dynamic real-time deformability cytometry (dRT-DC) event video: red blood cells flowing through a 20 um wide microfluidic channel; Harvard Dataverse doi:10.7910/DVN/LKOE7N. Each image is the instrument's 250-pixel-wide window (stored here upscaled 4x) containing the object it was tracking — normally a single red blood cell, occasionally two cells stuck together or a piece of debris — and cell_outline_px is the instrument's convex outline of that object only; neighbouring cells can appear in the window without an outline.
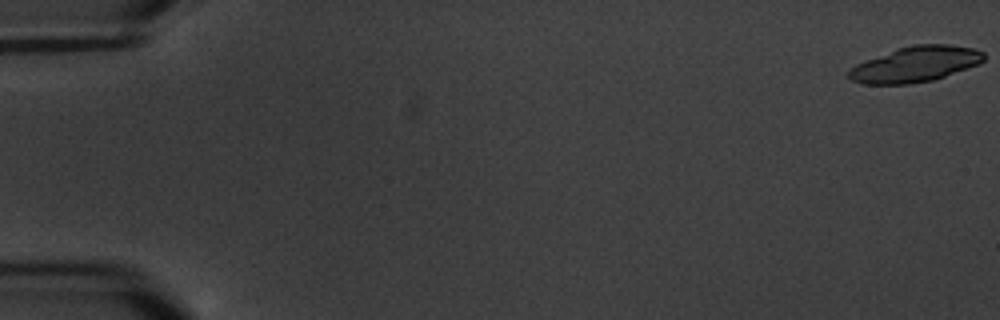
{"species": "common noctule bat (a hibernating species)", "species_latin": "Nyctalus noctula", "temperature_condition": "warm", "stored_images_in_passage": 17, "camera_frame_rate_fps": 3000, "um_per_image_px": 0.085, "animal": {"sex": "male", "body_mass_g": 20.1, "forearm_length_mm": 53.5}, "frame": {"image": 1, "passage_image": 1, "time_ms": 0.0, "image_size_px": [1000, 320], "cell_outline_px": [[984, 60], [980, 64], [932, 80], [908, 84], [864, 84], [852, 80], [848, 76], [848, 72], [856, 64], [900, 48], [912, 44], [948, 44], [976, 48], [984, 52]], "centroid_in_image_um": [77.86, 5.45], "position_along_channel_um": 7.1, "area_um2": 27.69}}
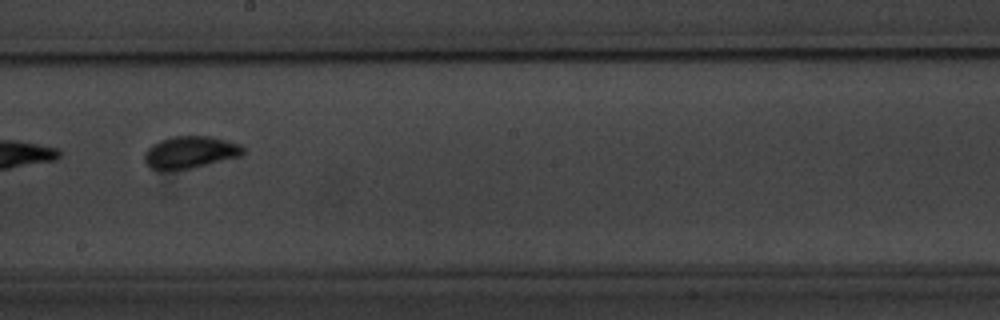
{"frame": {"image": 2, "passage_image": 11, "time_ms": 11.667, "image_size_px": [1000, 320], "cell_outline_px": [[244, 152], [240, 156], [192, 168], [152, 168], [144, 160], [144, 152], [152, 144], [160, 140], [172, 136], [208, 136], [240, 144], [244, 148]], "centroid_in_image_um": [16.17, 12.91], "position_along_channel_um": 232.0, "area_um2": 17.98}}
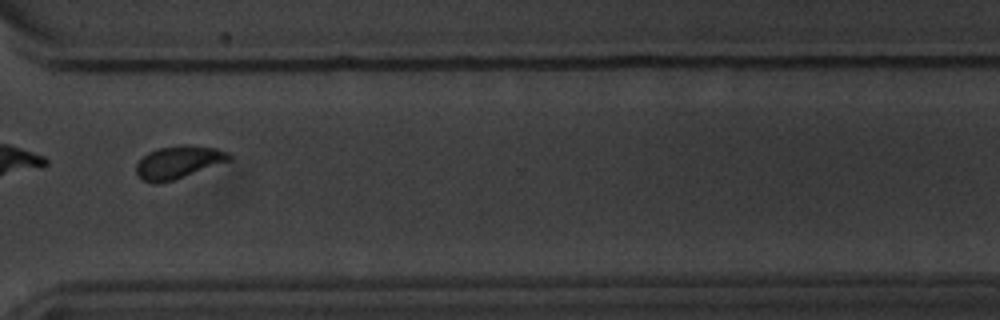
{"frame": {"image": 3, "passage_image": 14, "time_ms": 15.333, "image_size_px": [1000, 320], "cell_outline_px": [[232, 160], [160, 184], [156, 184], [144, 180], [136, 172], [136, 164], [148, 152], [156, 148], [180, 144], [188, 144], [216, 148], [228, 152], [232, 156]], "centroid_in_image_um": [15.18, 13.76], "position_along_channel_um": 355.4, "area_um2": 17.74}, "authors_computed_cell_mechanics": {"area_um2": 17.9758, "velocity_mm_per_s": 3.367, "shape_relaxation_time_tau1_ms": 2.4036, "shape_relaxation_time_tau2_ms": null, "deformation_change_tau1": 0.0932, "deformation_change_tau2": null}}